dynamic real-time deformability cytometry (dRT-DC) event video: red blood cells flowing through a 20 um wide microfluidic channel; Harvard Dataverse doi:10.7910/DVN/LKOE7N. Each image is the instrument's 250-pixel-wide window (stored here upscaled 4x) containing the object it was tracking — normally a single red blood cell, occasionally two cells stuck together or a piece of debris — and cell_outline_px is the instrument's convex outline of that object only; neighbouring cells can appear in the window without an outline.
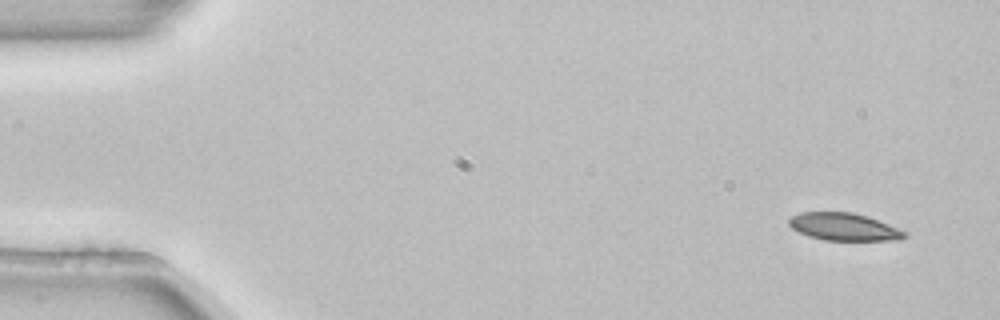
{"species": "common noctule bat (a hibernating species)", "species_latin": "Nyctalus noctula", "temperature_condition": "room temperature", "stored_images_in_passage": 4, "camera_frame_rate_fps": 3000, "um_per_image_px": 0.085, "animal": {"sex": "female", "body_mass_g": 22.7, "forearm_length_mm": 54.2}, "frame": {"image": 1, "passage_image": 1, "time_ms": 0.0, "image_size_px": [1000, 320], "cell_outline_px": [[908, 236], [900, 240], [824, 240], [808, 236], [792, 228], [788, 224], [788, 220], [792, 216], [800, 212], [852, 212], [868, 216], [908, 232]], "centroid_in_image_um": [71.76, 19.28], "position_along_channel_um": 13.2, "area_um2": 18.61}}
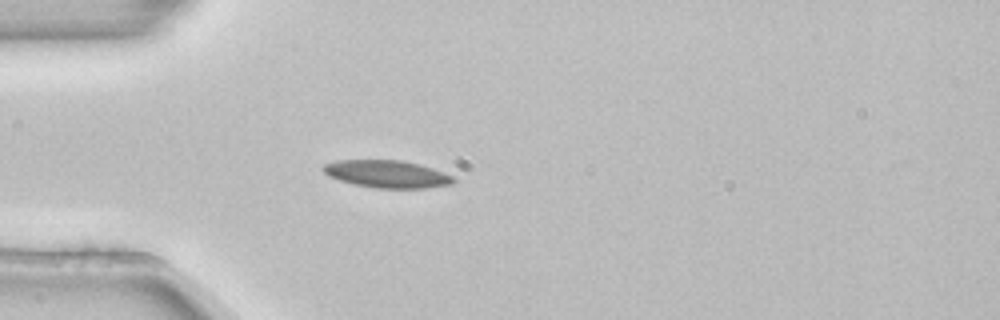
{"frame": {"image": 2, "passage_image": 4, "time_ms": 1.0, "image_size_px": [1000, 320], "cell_outline_px": [[456, 180], [452, 184], [424, 188], [376, 188], [356, 184], [340, 180], [328, 176], [320, 168], [324, 164], [336, 160], [400, 160], [420, 164], [444, 172], [452, 176]], "centroid_in_image_um": [32.88, 14.78], "position_along_channel_um": 52.1, "area_um2": 20.81}}